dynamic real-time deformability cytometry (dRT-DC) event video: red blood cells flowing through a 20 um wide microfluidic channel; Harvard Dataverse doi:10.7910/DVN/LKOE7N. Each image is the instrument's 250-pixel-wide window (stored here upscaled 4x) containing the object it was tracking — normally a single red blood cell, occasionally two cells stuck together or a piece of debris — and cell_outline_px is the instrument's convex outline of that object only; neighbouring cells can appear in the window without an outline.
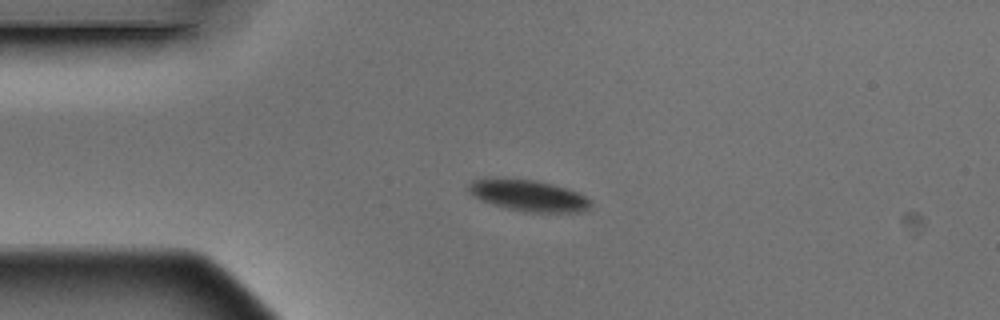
{"species": "Egyptian fruit bat (a non-hibernating species)", "species_latin": "Rousettus aegyptiacus", "temperature_condition": "warm", "stored_images_in_passage": 4, "camera_frame_rate_fps": 3000, "um_per_image_px": 0.085, "animal": {"sex": "male"}, "frame": {"image": 1, "passage_image": 3, "time_ms": 0.667, "image_size_px": [1000, 320], "cell_outline_px": [[592, 204], [588, 212], [524, 212], [504, 208], [480, 200], [472, 196], [468, 192], [468, 184], [472, 180], [532, 180], [552, 184], [576, 192], [592, 200]], "centroid_in_image_um": [44.96, 16.67], "position_along_channel_um": 40.0, "area_um2": 21.96}}